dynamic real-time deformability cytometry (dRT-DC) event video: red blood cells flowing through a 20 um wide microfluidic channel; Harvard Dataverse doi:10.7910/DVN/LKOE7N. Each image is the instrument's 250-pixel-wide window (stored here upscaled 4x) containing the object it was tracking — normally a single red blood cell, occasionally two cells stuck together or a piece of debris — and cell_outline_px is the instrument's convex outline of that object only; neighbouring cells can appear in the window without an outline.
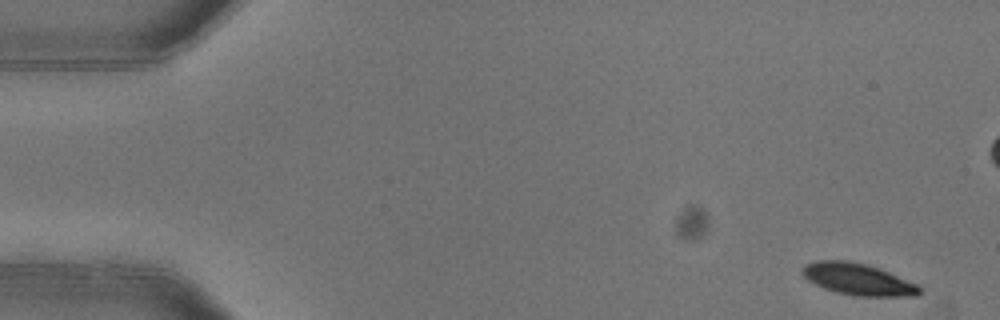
{"species": "common noctule bat (a hibernating species)", "species_latin": "Nyctalus noctula", "temperature_condition": "warm", "stored_images_in_passage": 6, "camera_frame_rate_fps": 3000, "um_per_image_px": 0.085, "animal": {"sex": "female"}, "frame": {"image": 1, "passage_image": 1, "time_ms": 0.0, "image_size_px": [1000, 320], "cell_outline_px": [[920, 296], [856, 296], [836, 292], [824, 288], [808, 280], [800, 272], [804, 264], [816, 260], [848, 260], [868, 264], [888, 272], [916, 284], [920, 288]], "centroid_in_image_um": [72.89, 23.72], "position_along_channel_um": 12.1, "area_um2": 21.62}}